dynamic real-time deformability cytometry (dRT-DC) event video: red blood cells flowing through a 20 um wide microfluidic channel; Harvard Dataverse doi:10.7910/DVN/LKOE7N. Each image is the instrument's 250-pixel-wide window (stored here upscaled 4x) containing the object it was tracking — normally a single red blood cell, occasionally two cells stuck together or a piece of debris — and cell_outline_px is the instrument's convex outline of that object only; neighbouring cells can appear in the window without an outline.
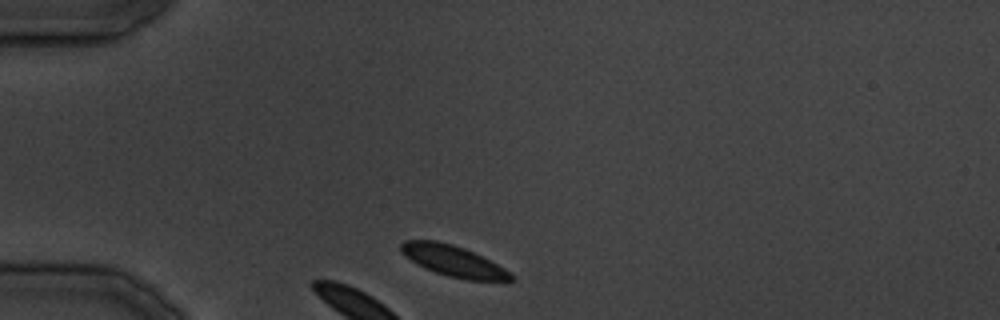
{"species": "common noctule bat (a hibernating species)", "species_latin": "Nyctalus noctula", "temperature_condition": "cold", "stored_images_in_passage": 29, "camera_frame_rate_fps": 3000, "um_per_image_px": 0.085, "animal": {"sex": "male", "body_mass_g": 19.5, "forearm_length_mm": 54.6}, "frame": {"image": 1, "passage_image": 1, "time_ms": 0.0, "image_size_px": [1000, 320], "cell_outline_px": [[516, 280], [464, 280], [448, 276], [424, 268], [416, 264], [404, 256], [400, 252], [400, 244], [404, 240], [436, 240], [452, 244], [464, 248], [512, 272]], "centroid_in_image_um": [38.49, 22.18], "position_along_channel_um": 46.5, "area_um2": 19.83}}
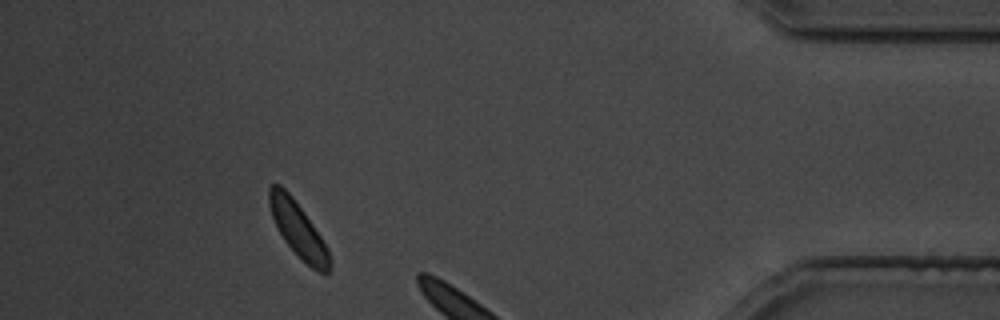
{"frame": {"image": 2, "passage_image": 25, "time_ms": 29.333, "image_size_px": [1000, 320], "cell_outline_px": [[332, 268], [328, 272], [320, 272], [312, 268], [284, 240], [272, 216], [268, 204], [268, 188], [272, 184], [280, 184], [292, 196], [304, 212], [328, 248], [332, 264]], "centroid_in_image_um": [25.34, 19.48], "position_along_channel_um": 409.9, "area_um2": 18.9}}